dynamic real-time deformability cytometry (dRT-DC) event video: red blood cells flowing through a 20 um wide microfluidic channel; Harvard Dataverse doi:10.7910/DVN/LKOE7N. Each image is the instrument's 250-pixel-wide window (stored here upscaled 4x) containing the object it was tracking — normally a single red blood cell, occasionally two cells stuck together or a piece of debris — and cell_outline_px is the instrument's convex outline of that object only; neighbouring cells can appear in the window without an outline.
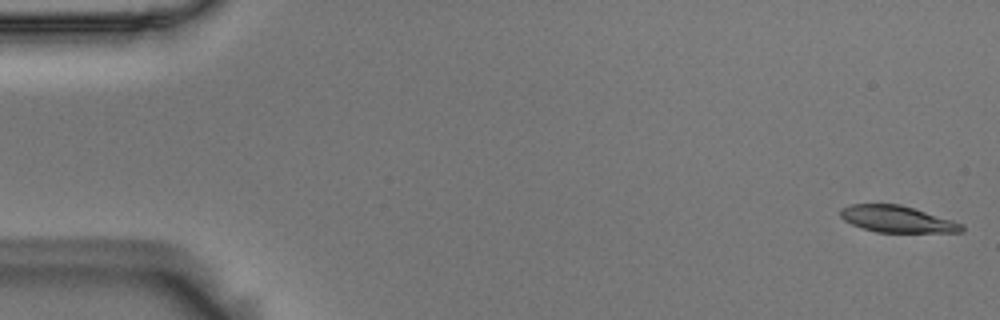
{"species": "Egyptian fruit bat (a non-hibernating species)", "species_latin": "Rousettus aegyptiacus", "temperature_condition": "room temperature", "stored_images_in_passage": 9, "camera_frame_rate_fps": 3000, "um_per_image_px": 0.085, "animal": {"sex": "male"}, "frame": {"image": 1, "passage_image": 1, "time_ms": 0.0, "image_size_px": [1000, 320], "cell_outline_px": [[964, 232], [876, 232], [860, 228], [844, 220], [840, 216], [840, 208], [852, 204], [900, 204], [952, 220], [964, 224]], "centroid_in_image_um": [76.24, 18.63], "position_along_channel_um": 8.8, "area_um2": 18.79}}